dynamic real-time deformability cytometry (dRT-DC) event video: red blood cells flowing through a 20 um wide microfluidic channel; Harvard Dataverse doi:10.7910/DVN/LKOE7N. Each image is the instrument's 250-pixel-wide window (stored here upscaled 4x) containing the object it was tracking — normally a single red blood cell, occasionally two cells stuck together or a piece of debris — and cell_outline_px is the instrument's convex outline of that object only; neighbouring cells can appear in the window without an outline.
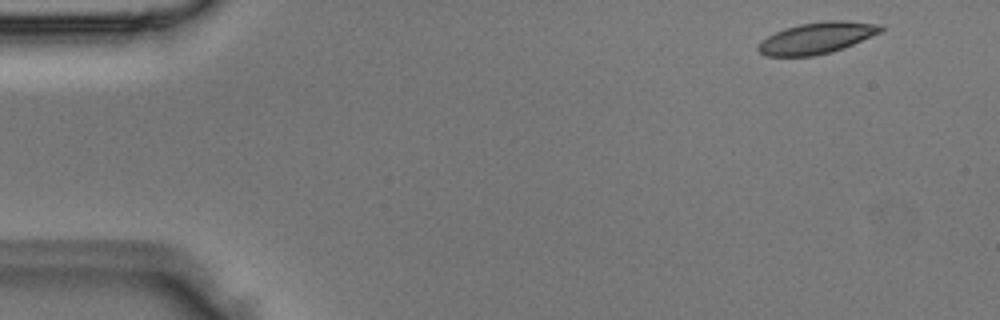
{"species": "Egyptian fruit bat (a non-hibernating species)", "species_latin": "Rousettus aegyptiacus", "temperature_condition": "room temperature", "stored_images_in_passage": 6, "camera_frame_rate_fps": 3000, "um_per_image_px": 0.085, "animal": {"sex": "male"}, "frame": {"image": 1, "passage_image": 1, "time_ms": 0.0, "image_size_px": [1000, 320], "cell_outline_px": [[884, 28], [880, 32], [844, 48], [832, 52], [812, 56], [768, 56], [760, 52], [756, 48], [768, 36], [784, 28], [800, 24], [824, 20], [848, 20], [884, 24]], "centroid_in_image_um": [69.49, 3.21], "position_along_channel_um": 15.5, "area_um2": 22.43}}
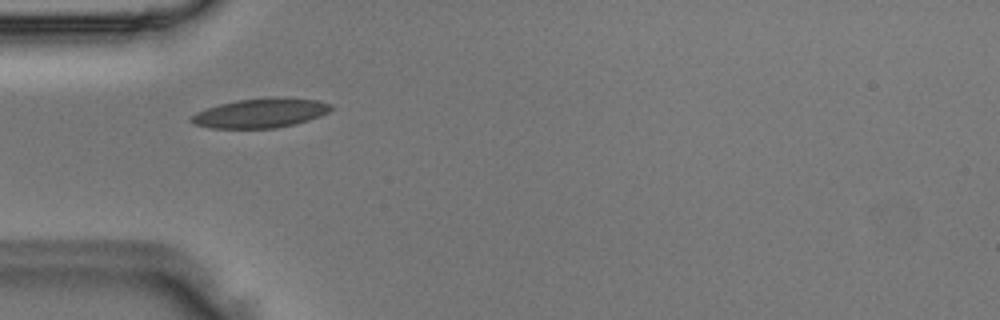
{"frame": {"image": 2, "passage_image": 4, "time_ms": 1.0, "image_size_px": [1000, 320], "cell_outline_px": [[332, 108], [328, 112], [320, 116], [296, 124], [276, 128], [212, 128], [196, 124], [188, 120], [196, 112], [220, 104], [236, 100], [276, 96], [316, 100], [332, 104]], "centroid_in_image_um": [22.17, 9.6], "position_along_channel_um": 62.8, "area_um2": 23.93}}
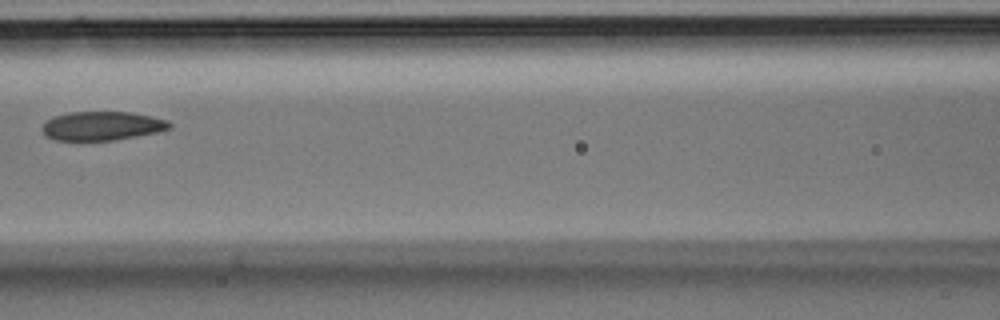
{"frame": {"image": 3, "passage_image": 6, "time_ms": 1.667, "image_size_px": [1000, 320], "cell_outline_px": [[172, 128], [160, 132], [112, 140], [56, 140], [44, 136], [40, 128], [52, 116], [68, 112], [132, 112], [168, 120], [172, 124]], "centroid_in_image_um": [8.67, 10.7], "position_along_channel_um": 157.9, "area_um2": 21.62}}